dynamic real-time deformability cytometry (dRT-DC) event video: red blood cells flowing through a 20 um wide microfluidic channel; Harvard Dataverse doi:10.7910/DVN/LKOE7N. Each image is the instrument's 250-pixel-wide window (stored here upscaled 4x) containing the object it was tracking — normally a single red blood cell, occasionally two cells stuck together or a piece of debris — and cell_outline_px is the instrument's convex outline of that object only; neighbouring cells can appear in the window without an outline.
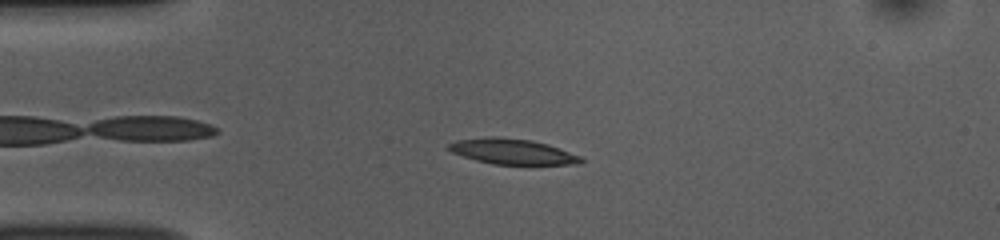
{"species": "common noctule bat (a hibernating species)", "species_latin": "Nyctalus noctula", "temperature_condition": "room temperature", "stored_images_in_passage": 47, "camera_frame_rate_fps": 3000, "um_per_image_px": 0.085, "animal": {"sex": "female", "body_mass_g": 10.0, "forearm_length_mm": 53.1}, "frame": {"image": 1, "passage_image": 7, "time_ms": 2.0, "image_size_px": [1000, 240], "cell_outline_px": [[584, 164], [492, 164], [476, 160], [452, 152], [448, 148], [448, 144], [456, 140], [488, 136], [500, 136], [532, 140], [548, 144], [580, 156], [584, 160]], "centroid_in_image_um": [43.56, 12.87], "position_along_channel_um": 41.4, "area_um2": 19.65}}
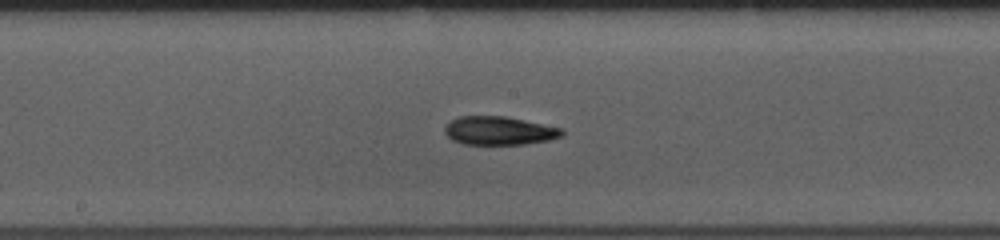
{"frame": {"image": 2, "passage_image": 22, "time_ms": 7.0, "image_size_px": [1000, 240], "cell_outline_px": [[564, 136], [548, 140], [524, 144], [464, 144], [452, 140], [444, 132], [444, 128], [452, 120], [460, 116], [504, 116], [564, 128]], "centroid_in_image_um": [42.46, 11.11], "position_along_channel_um": 205.7, "area_um2": 19.42}}
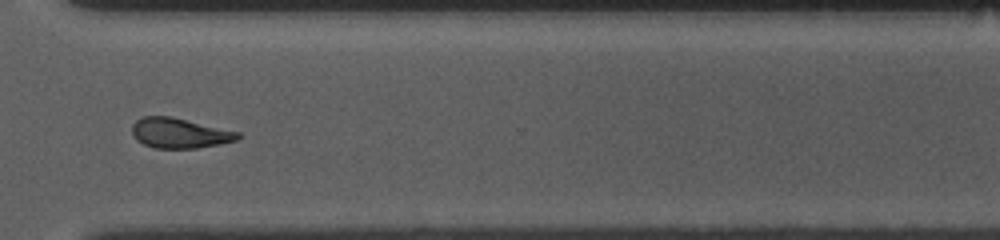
{"frame": {"image": 3, "passage_image": 34, "time_ms": 11.0, "image_size_px": [1000, 240], "cell_outline_px": [[240, 140], [220, 144], [196, 148], [152, 148], [136, 140], [132, 132], [132, 124], [136, 120], [144, 116], [172, 116], [240, 132]], "centroid_in_image_um": [15.27, 11.31], "position_along_channel_um": 355.3, "area_um2": 18.73}, "authors_computed_cell_mechanics": {"area_um2": 19.4208, "velocity_mm_per_s": 3.745, "shape_relaxation_time_tau1_ms": 3.4996, "shape_relaxation_time_tau2_ms": 4.1756, "deformation_change_tau1": 0.1421, "deformation_change_tau2": 0.0995}}